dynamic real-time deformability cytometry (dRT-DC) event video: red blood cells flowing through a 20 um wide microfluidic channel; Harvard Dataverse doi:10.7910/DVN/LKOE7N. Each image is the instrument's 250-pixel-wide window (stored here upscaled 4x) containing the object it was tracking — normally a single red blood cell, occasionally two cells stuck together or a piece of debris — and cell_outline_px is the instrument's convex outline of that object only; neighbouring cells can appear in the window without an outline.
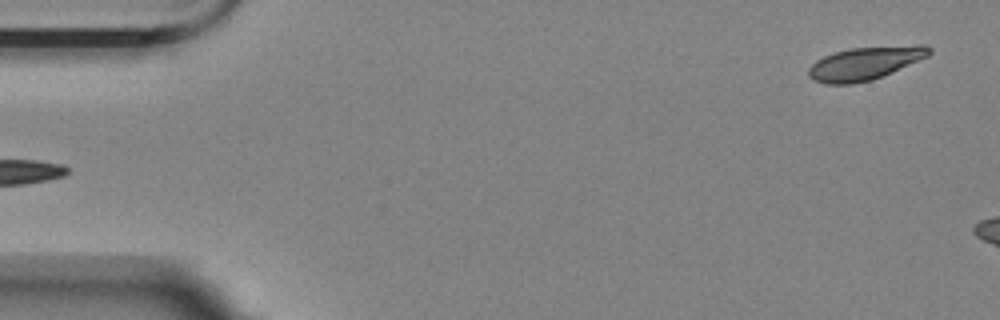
{"species": "Egyptian fruit bat (a non-hibernating species)", "species_latin": "Rousettus aegyptiacus", "temperature_condition": "room temperature", "stored_images_in_passage": 8, "camera_frame_rate_fps": 3000, "um_per_image_px": 0.085, "animal": {"sex": "female"}, "frame": {"image": 1, "passage_image": 1, "time_ms": 0.0, "image_size_px": [1000, 320], "cell_outline_px": [[932, 52], [928, 56], [892, 72], [872, 80], [852, 84], [824, 84], [808, 76], [808, 68], [816, 60], [824, 56], [836, 52], [852, 48], [916, 44], [924, 44], [932, 48]], "centroid_in_image_um": [73.55, 5.37], "position_along_channel_um": 11.4, "area_um2": 23.29}}